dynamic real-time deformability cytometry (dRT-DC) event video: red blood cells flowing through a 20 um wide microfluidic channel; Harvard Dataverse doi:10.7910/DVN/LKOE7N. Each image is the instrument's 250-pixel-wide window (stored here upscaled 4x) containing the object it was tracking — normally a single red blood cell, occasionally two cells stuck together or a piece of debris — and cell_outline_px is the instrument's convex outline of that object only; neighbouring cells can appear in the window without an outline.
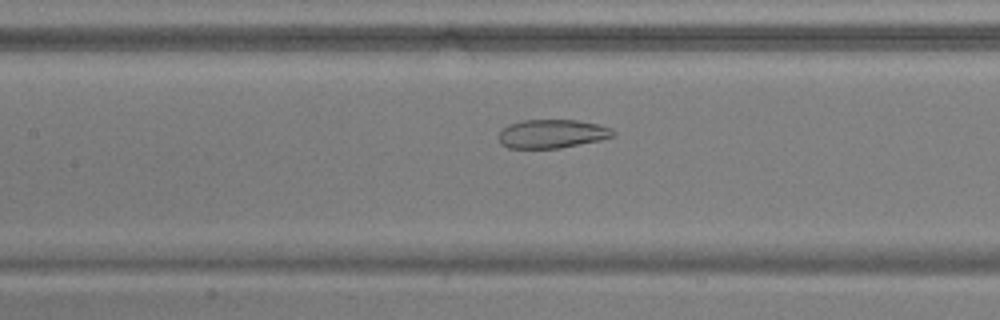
{"species": "common noctule bat (a hibernating species)", "species_latin": "Nyctalus noctula", "temperature_condition": "warm", "stored_images_in_passage": 53, "camera_frame_rate_fps": 3000, "um_per_image_px": 0.085, "animal": {"sex": "male", "body_mass_g": 17.9, "forearm_length_mm": 54.2}, "frame": {"image": 1, "passage_image": 26, "time_ms": 8.333, "image_size_px": [1000, 320], "cell_outline_px": [[616, 132], [612, 136], [600, 140], [560, 148], [508, 148], [500, 144], [496, 136], [508, 124], [520, 120], [576, 120], [596, 124], [612, 128]], "centroid_in_image_um": [46.87, 11.37], "position_along_channel_um": 160.5, "area_um2": 19.19}}
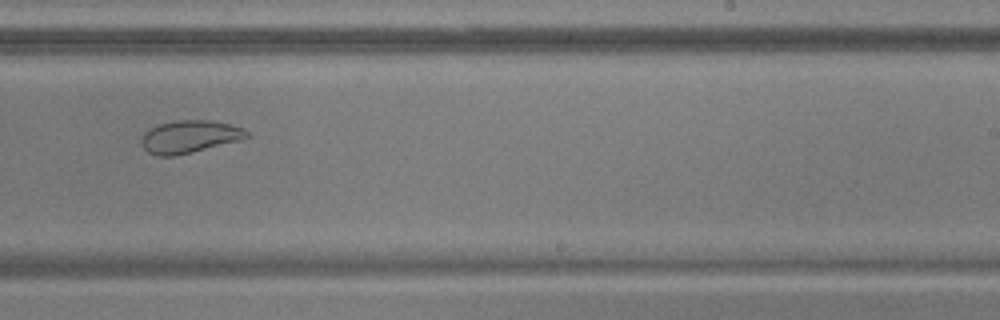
{"frame": {"image": 2, "passage_image": 35, "time_ms": 11.333, "image_size_px": [1000, 320], "cell_outline_px": [[248, 136], [240, 140], [192, 152], [172, 156], [156, 156], [148, 152], [144, 148], [140, 140], [144, 132], [160, 124], [176, 120], [208, 120], [228, 124], [244, 128], [248, 132]], "centroid_in_image_um": [16.09, 11.62], "position_along_channel_um": 272.9, "area_um2": 19.77}}
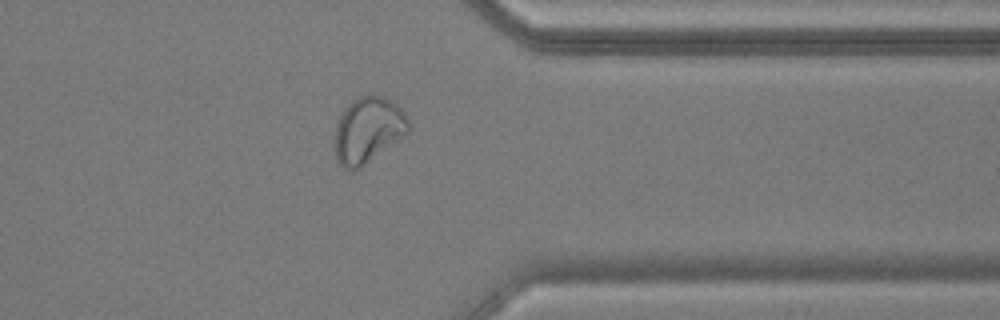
{"frame": {"image": 3, "passage_image": 44, "time_ms": 14.333, "image_size_px": [1000, 320], "cell_outline_px": [[412, 128], [408, 132], [360, 168], [352, 172], [344, 168], [336, 160], [336, 124], [340, 116], [348, 104], [352, 100], [360, 96], [372, 92], [384, 96], [392, 100], [404, 112]], "centroid_in_image_um": [31.3, 11.02], "position_along_channel_um": 380.1, "area_um2": 28.38}}